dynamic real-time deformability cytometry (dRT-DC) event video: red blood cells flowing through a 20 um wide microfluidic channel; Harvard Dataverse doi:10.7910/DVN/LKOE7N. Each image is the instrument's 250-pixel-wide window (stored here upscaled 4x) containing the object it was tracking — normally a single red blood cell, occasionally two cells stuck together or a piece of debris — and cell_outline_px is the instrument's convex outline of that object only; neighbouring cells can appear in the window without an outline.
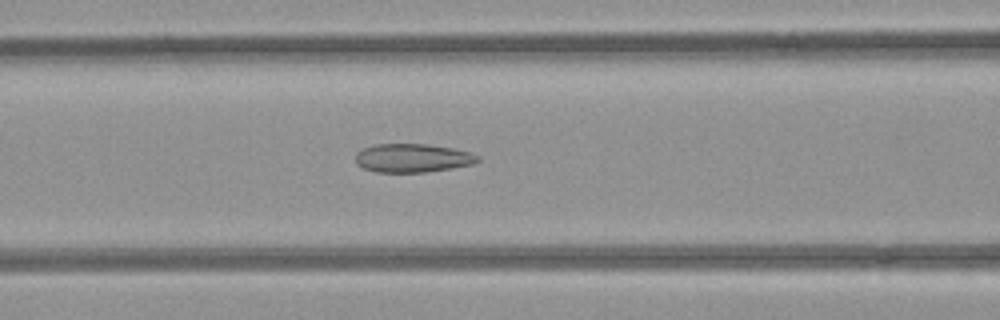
{"species": "common noctule bat (a hibernating species)", "species_latin": "Nyctalus noctula", "temperature_condition": "room temperature", "stored_images_in_passage": 50, "camera_frame_rate_fps": 3000, "um_per_image_px": 0.085, "animal": {"sex": "female", "body_mass_g": 21.9}, "frame": {"image": 1, "passage_image": 19, "time_ms": 6.0, "image_size_px": [1000, 320], "cell_outline_px": [[480, 160], [472, 164], [452, 168], [424, 172], [376, 172], [364, 168], [356, 164], [356, 152], [364, 148], [376, 144], [428, 144], [452, 148], [468, 152], [480, 156]], "centroid_in_image_um": [35.06, 13.43], "position_along_channel_um": 131.5, "area_um2": 20.29}}
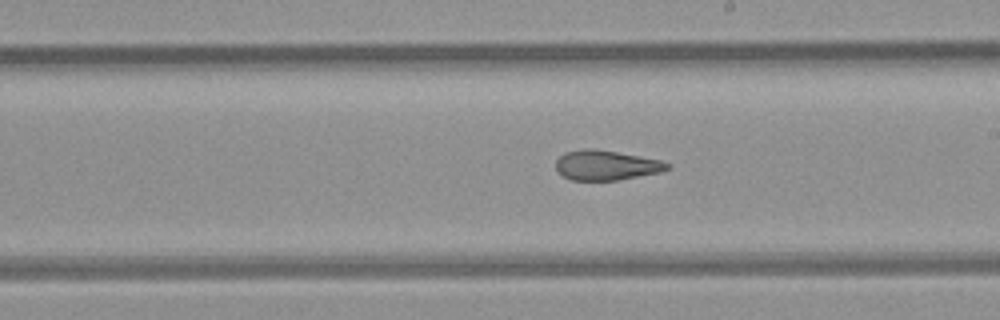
{"frame": {"image": 2, "passage_image": 27, "time_ms": 8.667, "image_size_px": [1000, 320], "cell_outline_px": [[672, 168], [660, 172], [616, 180], [568, 180], [556, 172], [556, 160], [564, 152], [584, 148], [592, 148], [616, 152], [660, 160], [672, 164]], "centroid_in_image_um": [51.49, 14.05], "position_along_channel_um": 237.5, "area_um2": 19.48}}
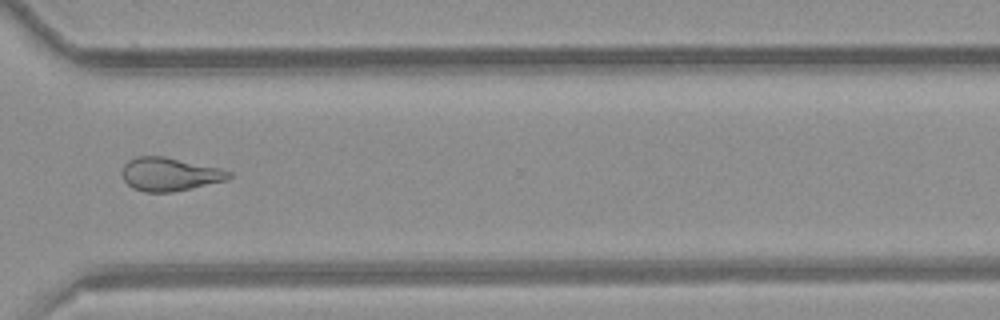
{"frame": {"image": 3, "passage_image": 36, "time_ms": 11.667, "image_size_px": [1000, 320], "cell_outline_px": [[232, 176], [228, 180], [192, 188], [172, 192], [144, 192], [132, 188], [124, 180], [120, 172], [124, 164], [128, 160], [136, 156], [164, 156], [220, 168], [232, 172]], "centroid_in_image_um": [14.41, 14.81], "position_along_channel_um": 356.2, "area_um2": 20.98}, "authors_computed_cell_mechanics": {"area_um2": 21.7617, "velocity_mm_per_s": 3.9626, "shape_relaxation_time_tau1_ms": null, "shape_relaxation_time_tau2_ms": 2.5748, "deformation_change_tau1": null, "deformation_change_tau2": 0.1112}}